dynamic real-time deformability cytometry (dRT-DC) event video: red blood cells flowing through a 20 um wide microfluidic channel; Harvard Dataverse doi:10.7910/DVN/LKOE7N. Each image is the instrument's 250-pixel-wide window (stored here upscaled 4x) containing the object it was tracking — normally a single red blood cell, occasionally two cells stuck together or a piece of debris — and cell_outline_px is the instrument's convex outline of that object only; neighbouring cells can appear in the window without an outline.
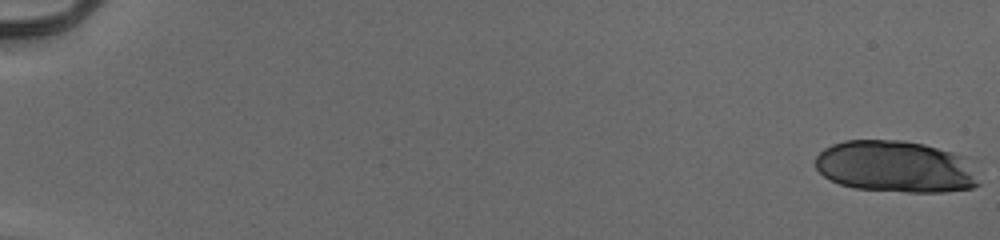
{"species": "human", "species_latin": "Homo sapiens", "temperature_condition": "cold", "stored_images_in_passage": 21, "camera_frame_rate_fps": 3000, "um_per_image_px": 0.085, "donor": {"sex": "male"}, "frame": {"image": 1, "passage_image": 1, "time_ms": 0.0, "image_size_px": [1000, 240], "cell_outline_px": [[980, 184], [972, 188], [944, 192], [908, 192], [856, 188], [840, 184], [824, 176], [816, 168], [816, 156], [824, 148], [832, 144], [844, 140], [900, 140], [924, 144], [952, 152], [964, 156]], "centroid_in_image_um": [76.09, 14.16], "position_along_channel_um": 8.9, "area_um2": 49.01}}
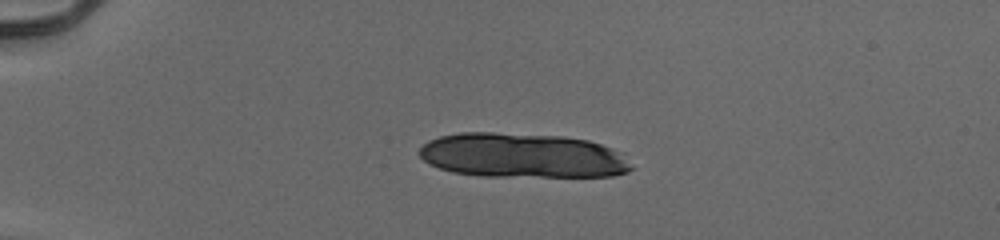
{"frame": {"image": 2, "passage_image": 15, "time_ms": 4.667, "image_size_px": [1000, 240], "cell_outline_px": [[632, 168], [628, 172], [612, 176], [480, 176], [452, 172], [428, 164], [416, 152], [428, 140], [440, 136], [460, 132], [492, 132], [564, 136], [588, 140], [612, 148], [620, 152]], "centroid_in_image_um": [44.36, 13.21], "position_along_channel_um": 40.6, "area_um2": 55.26}}